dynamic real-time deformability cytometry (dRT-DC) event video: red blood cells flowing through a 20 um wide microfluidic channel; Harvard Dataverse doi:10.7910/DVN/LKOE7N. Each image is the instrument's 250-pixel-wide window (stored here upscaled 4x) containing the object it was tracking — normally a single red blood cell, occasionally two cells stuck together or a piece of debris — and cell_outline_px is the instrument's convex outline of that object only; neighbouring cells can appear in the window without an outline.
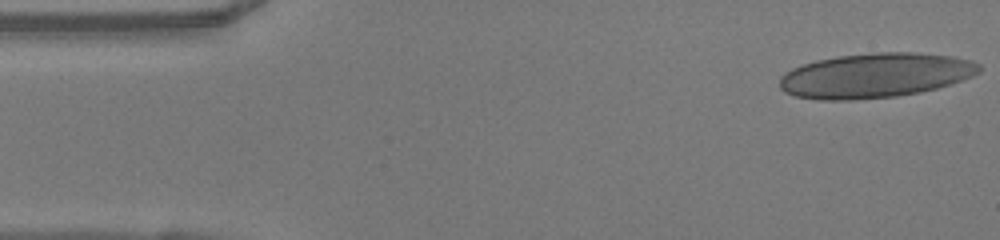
{"species": "human", "species_latin": "Homo sapiens", "temperature_condition": "warm", "stored_images_in_passage": 49, "camera_frame_rate_fps": 3000, "um_per_image_px": 0.085, "donor": {"sex": "female"}, "frame": {"image": 1, "passage_image": 1, "time_ms": 0.0, "image_size_px": [1000, 240], "cell_outline_px": [[980, 72], [972, 76], [936, 88], [920, 92], [896, 96], [852, 100], [820, 100], [796, 96], [784, 92], [780, 88], [780, 76], [792, 68], [816, 60], [840, 56], [880, 52], [912, 52], [952, 56], [968, 60], [980, 64]], "centroid_in_image_um": [74.37, 6.41], "position_along_channel_um": 10.6, "area_um2": 51.62}}
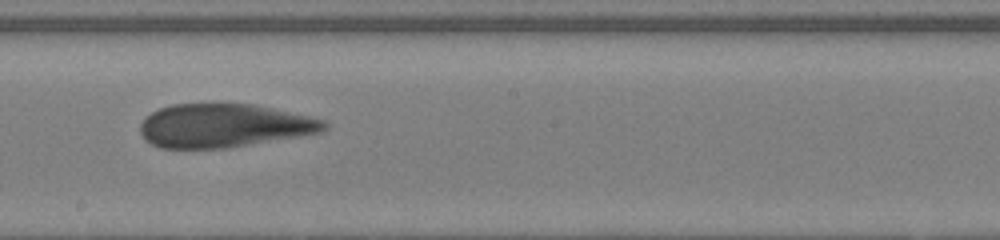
{"frame": {"image": 2, "passage_image": 26, "time_ms": 8.333, "image_size_px": [1000, 240], "cell_outline_px": [[328, 128], [320, 132], [224, 148], [160, 148], [144, 140], [140, 132], [140, 124], [152, 112], [160, 108], [172, 104], [252, 104], [308, 116], [324, 120], [328, 124]], "centroid_in_image_um": [18.98, 10.68], "position_along_channel_um": 229.2, "area_um2": 46.07}}
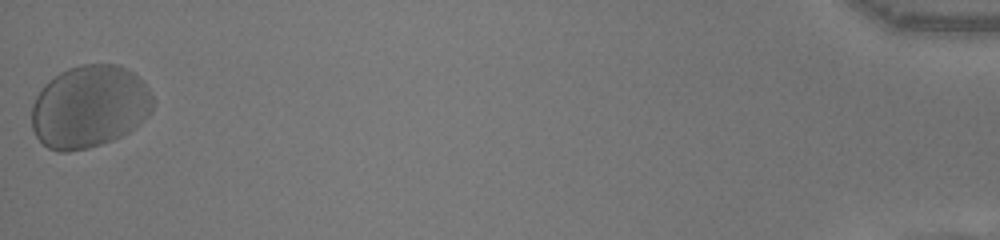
{"frame": {"image": 3, "passage_image": 49, "time_ms": 16.0, "image_size_px": [1000, 240], "cell_outline_px": [[152, 108], [128, 132], [112, 140], [88, 148], [68, 152], [56, 152], [48, 148], [36, 136], [32, 128], [32, 104], [36, 96], [44, 84], [48, 80], [60, 72], [68, 68], [80, 64], [120, 64], [132, 72], [148, 88], [152, 96]], "centroid_in_image_um": [7.54, 9.05], "position_along_channel_um": 427.7, "area_um2": 58.03}, "authors_computed_cell_mechanics": {"area_um2": 49.0722, "velocity_mm_per_s": 3.9671, "shape_relaxation_time_tau1_ms": 7.7579, "shape_relaxation_time_tau2_ms": 1.1381, "deformation_change_tau1": 0.1437, "deformation_change_tau2": 0.065}}